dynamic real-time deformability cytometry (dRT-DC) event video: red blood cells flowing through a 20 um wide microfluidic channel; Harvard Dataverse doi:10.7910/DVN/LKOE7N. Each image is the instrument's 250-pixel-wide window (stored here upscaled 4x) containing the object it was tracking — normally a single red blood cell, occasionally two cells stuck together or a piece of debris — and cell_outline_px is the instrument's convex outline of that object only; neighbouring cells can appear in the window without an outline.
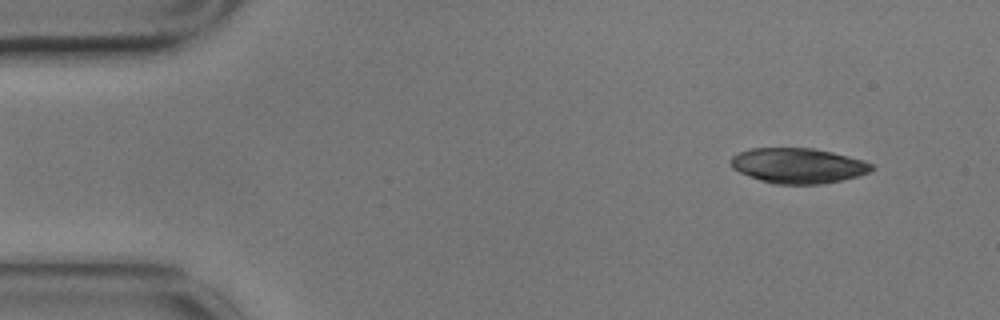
{"species": "common noctule bat (a hibernating species)", "species_latin": "Nyctalus noctula", "temperature_condition": "cold", "stored_images_in_passage": 4, "camera_frame_rate_fps": 3000, "um_per_image_px": 0.085, "animal": {"sex": "male", "body_mass_g": 17.9}, "frame": {"image": 1, "passage_image": 1, "time_ms": 0.0, "image_size_px": [1000, 320], "cell_outline_px": [[876, 168], [872, 172], [824, 184], [776, 184], [760, 180], [748, 176], [732, 168], [728, 164], [728, 160], [732, 156], [740, 152], [752, 148], [812, 148], [832, 152], [864, 160], [872, 164]], "centroid_in_image_um": [67.83, 14.08], "position_along_channel_um": 17.2, "area_um2": 29.07}}